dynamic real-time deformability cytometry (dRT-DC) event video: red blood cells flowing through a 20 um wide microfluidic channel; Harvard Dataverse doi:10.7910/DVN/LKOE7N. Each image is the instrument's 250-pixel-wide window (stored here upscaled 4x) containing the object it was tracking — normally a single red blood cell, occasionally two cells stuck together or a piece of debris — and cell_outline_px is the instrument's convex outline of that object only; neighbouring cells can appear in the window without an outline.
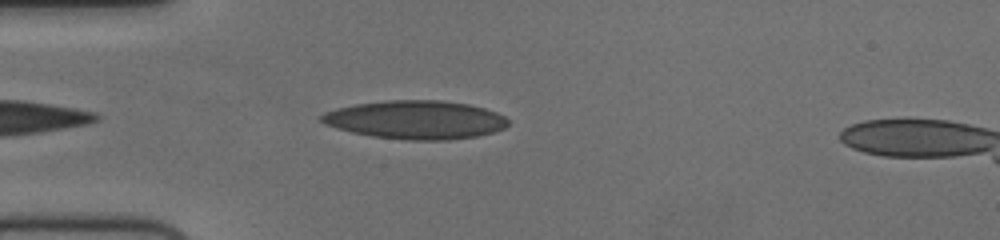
{"species": "human", "species_latin": "Homo sapiens", "temperature_condition": "cold", "stored_images_in_passage": 22, "camera_frame_rate_fps": 3000, "um_per_image_px": 0.085, "donor": {"sex": "female"}, "frame": {"image": 1, "passage_image": 4, "time_ms": 1.0, "image_size_px": [1000, 240], "cell_outline_px": [[508, 124], [504, 128], [492, 132], [476, 136], [448, 140], [408, 140], [372, 136], [352, 132], [336, 128], [324, 124], [320, 120], [320, 116], [324, 112], [356, 104], [388, 100], [440, 100], [468, 104], [484, 108], [496, 112], [504, 116], [508, 120]], "centroid_in_image_um": [35.33, 10.18], "position_along_channel_um": 49.7, "area_um2": 41.67}}
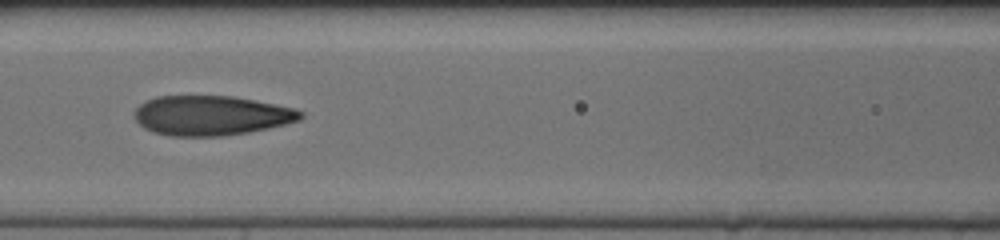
{"frame": {"image": 2, "passage_image": 13, "time_ms": 4.0, "image_size_px": [1000, 240], "cell_outline_px": [[304, 116], [300, 120], [268, 128], [248, 132], [224, 136], [172, 136], [152, 132], [144, 128], [136, 120], [136, 108], [144, 100], [156, 96], [232, 96], [296, 108], [304, 112]], "centroid_in_image_um": [17.96, 9.81], "position_along_channel_um": 148.6, "area_um2": 38.49}}
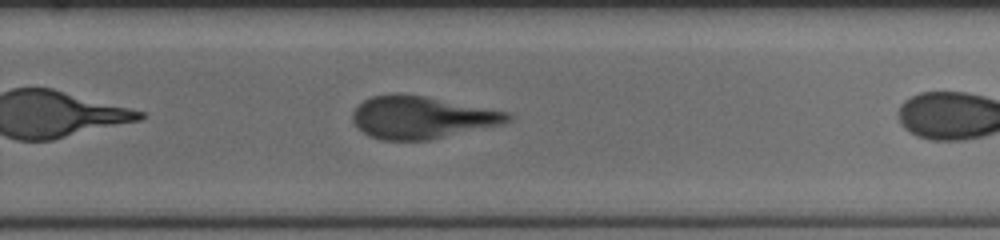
{"frame": {"image": 3, "passage_image": 21, "time_ms": 6.667, "image_size_px": [1000, 240], "cell_outline_px": [[516, 116], [512, 120], [500, 124], [432, 140], [384, 140], [368, 136], [352, 120], [352, 112], [364, 100], [372, 96], [392, 92], [424, 96], [508, 112]], "centroid_in_image_um": [35.84, 9.97], "position_along_channel_um": 294.0, "area_um2": 38.26}}